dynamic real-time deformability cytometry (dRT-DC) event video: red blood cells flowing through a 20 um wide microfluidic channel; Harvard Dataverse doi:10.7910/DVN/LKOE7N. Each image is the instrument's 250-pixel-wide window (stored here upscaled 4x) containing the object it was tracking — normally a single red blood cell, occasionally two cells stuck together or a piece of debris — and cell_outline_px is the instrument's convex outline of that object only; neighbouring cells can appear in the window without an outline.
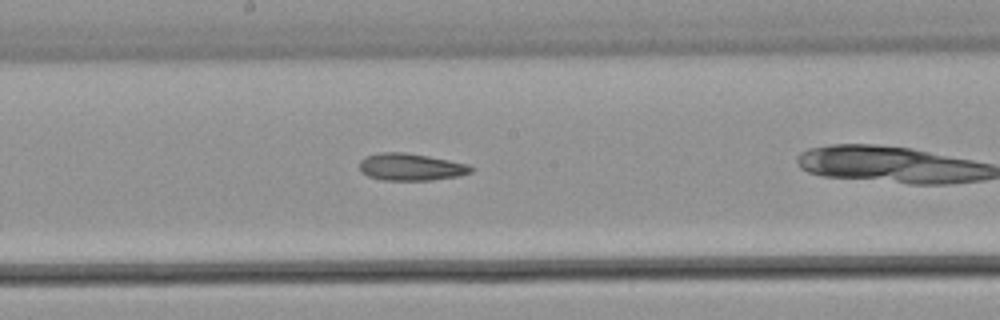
{"species": "common noctule bat (a hibernating species)", "species_latin": "Nyctalus noctula", "temperature_condition": "warm", "stored_images_in_passage": 21, "camera_frame_rate_fps": 3000, "um_per_image_px": 0.085, "animal": {"sex": "male", "body_mass_g": 21.5, "forearm_length_mm": 52.0}, "frame": {"image": 1, "passage_image": 12, "time_ms": 3.667, "image_size_px": [1000, 320], "cell_outline_px": [[476, 168], [472, 172], [460, 176], [432, 180], [380, 180], [368, 176], [360, 172], [360, 160], [364, 156], [380, 152], [404, 152], [428, 156], [468, 164]], "centroid_in_image_um": [34.92, 14.19], "position_along_channel_um": 213.3, "area_um2": 17.86}}